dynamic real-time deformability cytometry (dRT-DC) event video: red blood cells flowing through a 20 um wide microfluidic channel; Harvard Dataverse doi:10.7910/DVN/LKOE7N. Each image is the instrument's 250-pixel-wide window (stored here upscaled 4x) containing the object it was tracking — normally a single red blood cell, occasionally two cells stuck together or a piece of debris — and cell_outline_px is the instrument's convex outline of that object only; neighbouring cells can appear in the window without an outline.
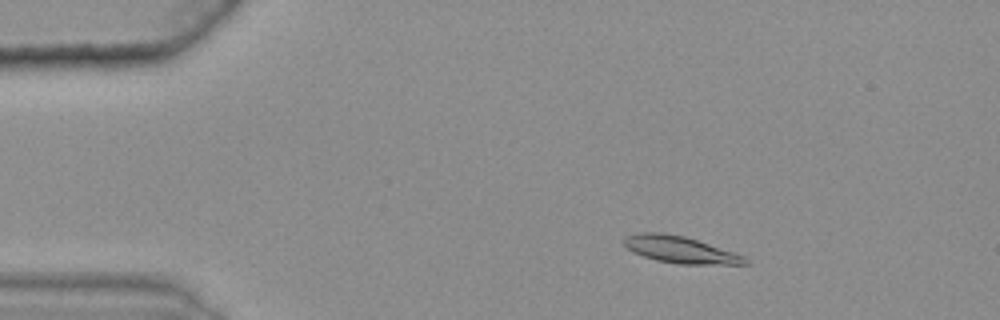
{"species": "common noctule bat (a hibernating species)", "species_latin": "Nyctalus noctula", "temperature_condition": "warm", "stored_images_in_passage": 45, "camera_frame_rate_fps": 3000, "um_per_image_px": 0.085, "animal": {"sex": "female", "body_mass_g": 25.1}, "frame": {"image": 1, "passage_image": 8, "time_ms": 2.333, "image_size_px": [1000, 320], "cell_outline_px": [[752, 264], [680, 264], [656, 260], [632, 252], [624, 244], [624, 236], [640, 232], [664, 232], [684, 236], [744, 256]], "centroid_in_image_um": [57.78, 21.21], "position_along_channel_um": 27.2, "area_um2": 18.73}}
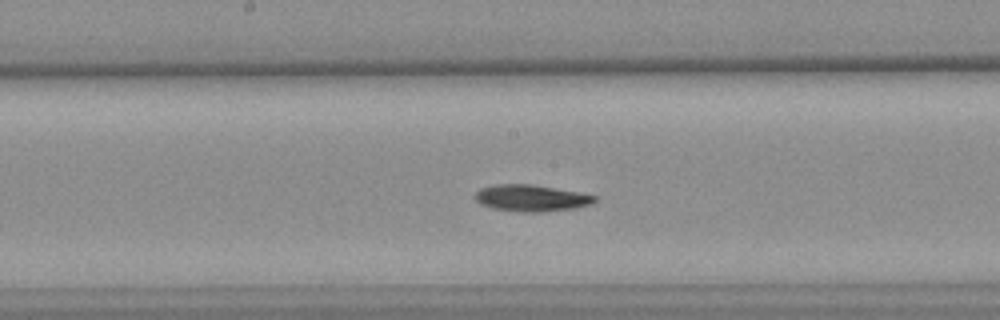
{"frame": {"image": 2, "passage_image": 28, "time_ms": 9.0, "image_size_px": [1000, 320], "cell_outline_px": [[596, 200], [592, 204], [572, 208], [540, 212], [520, 212], [492, 208], [480, 204], [472, 196], [480, 188], [496, 184], [532, 184], [580, 192], [596, 196]], "centroid_in_image_um": [45.12, 16.83], "position_along_channel_um": 203.1, "area_um2": 18.61}}
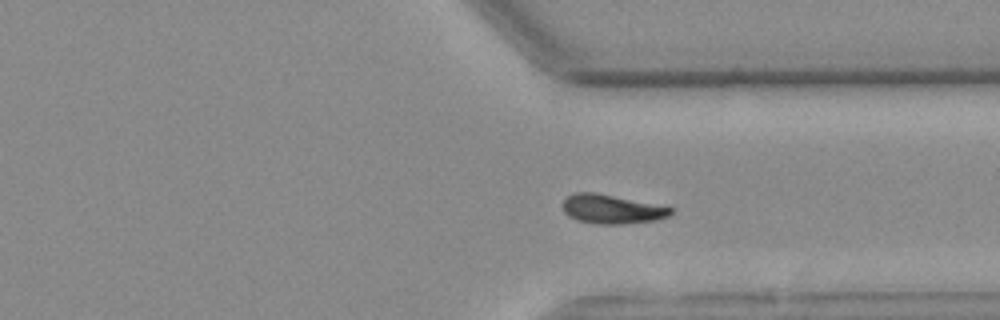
{"frame": {"image": 3, "passage_image": 41, "time_ms": 13.333, "image_size_px": [1000, 320], "cell_outline_px": [[672, 212], [668, 216], [656, 220], [624, 224], [596, 224], [576, 220], [568, 216], [564, 212], [564, 200], [568, 196], [576, 192], [592, 192], [672, 208]], "centroid_in_image_um": [51.95, 17.8], "position_along_channel_um": 359.4, "area_um2": 17.86}, "authors_computed_cell_mechanics": {"area_um2": 18.496, "velocity_mm_per_s": 3.5913, "shape_relaxation_time_tau1_ms": 8.9719, "shape_relaxation_time_tau2_ms": null, "deformation_change_tau1": 0.2009, "deformation_change_tau2": null}}